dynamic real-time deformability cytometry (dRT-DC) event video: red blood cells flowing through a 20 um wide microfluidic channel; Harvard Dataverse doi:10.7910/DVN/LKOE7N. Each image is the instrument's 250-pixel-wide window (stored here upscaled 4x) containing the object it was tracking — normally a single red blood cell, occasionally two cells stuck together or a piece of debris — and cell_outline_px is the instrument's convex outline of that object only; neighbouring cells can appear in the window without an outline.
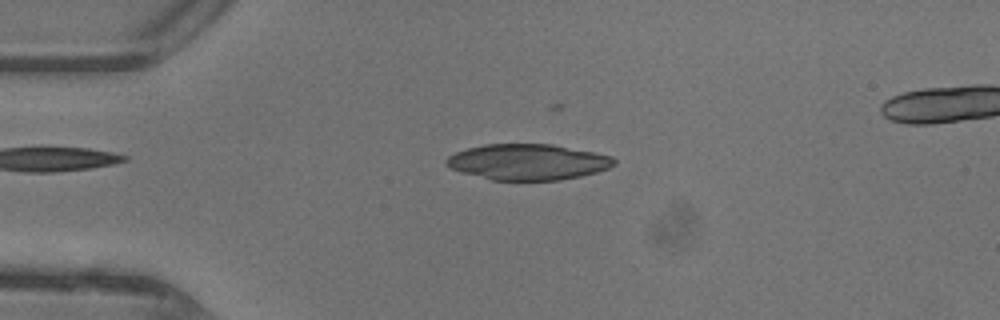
{"species": "common noctule bat (a hibernating species)", "species_latin": "Nyctalus noctula", "temperature_condition": "warm", "stored_images_in_passage": 34, "camera_frame_rate_fps": 3000, "um_per_image_px": 0.085, "animal": {"sex": "female"}, "frame": {"image": 1, "passage_image": 10, "time_ms": 3.0, "image_size_px": [1000, 320], "cell_outline_px": [[616, 164], [608, 168], [596, 172], [580, 176], [560, 180], [492, 180], [460, 172], [444, 164], [444, 160], [448, 156], [456, 152], [468, 148], [484, 144], [552, 144], [596, 152], [612, 156], [616, 160]], "centroid_in_image_um": [44.87, 13.76], "position_along_channel_um": 40.1, "area_um2": 35.2}}